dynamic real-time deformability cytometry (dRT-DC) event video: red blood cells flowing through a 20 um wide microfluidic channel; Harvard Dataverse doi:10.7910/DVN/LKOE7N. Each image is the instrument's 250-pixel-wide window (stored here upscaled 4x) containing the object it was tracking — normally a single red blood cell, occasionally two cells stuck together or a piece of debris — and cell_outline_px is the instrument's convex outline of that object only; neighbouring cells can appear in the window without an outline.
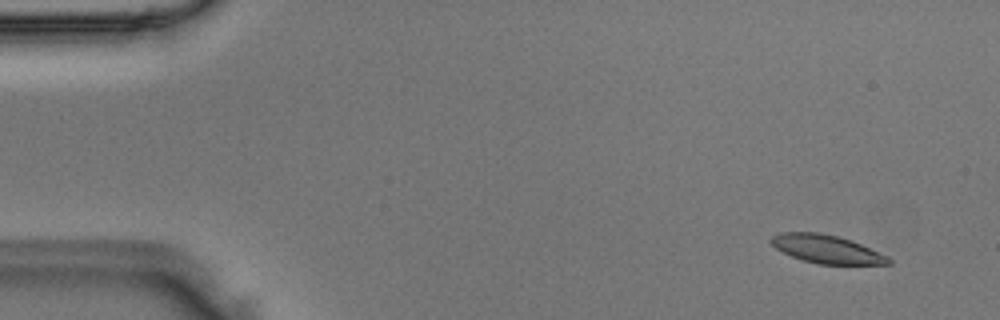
{"species": "Egyptian fruit bat (a non-hibernating species)", "species_latin": "Rousettus aegyptiacus", "temperature_condition": "room temperature", "stored_images_in_passage": 48, "camera_frame_rate_fps": 3000, "um_per_image_px": 0.085, "animal": {"sex": "male"}, "frame": {"image": 1, "passage_image": 1, "time_ms": 0.0, "image_size_px": [1000, 320], "cell_outline_px": [[892, 264], [820, 264], [804, 260], [792, 256], [776, 248], [768, 240], [772, 236], [780, 232], [820, 232], [852, 240], [888, 256], [892, 260]], "centroid_in_image_um": [70.27, 21.16], "position_along_channel_um": 14.7, "area_um2": 19.25}}
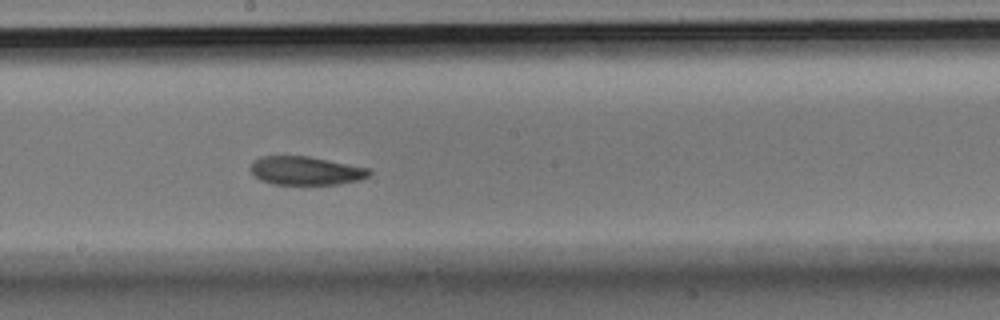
{"frame": {"image": 2, "passage_image": 25, "time_ms": 8.0, "image_size_px": [1000, 320], "cell_outline_px": [[372, 172], [368, 176], [360, 180], [336, 184], [272, 184], [260, 180], [252, 172], [252, 160], [260, 156], [308, 156], [368, 168]], "centroid_in_image_um": [25.98, 14.51], "position_along_channel_um": 222.2, "area_um2": 19.54}}
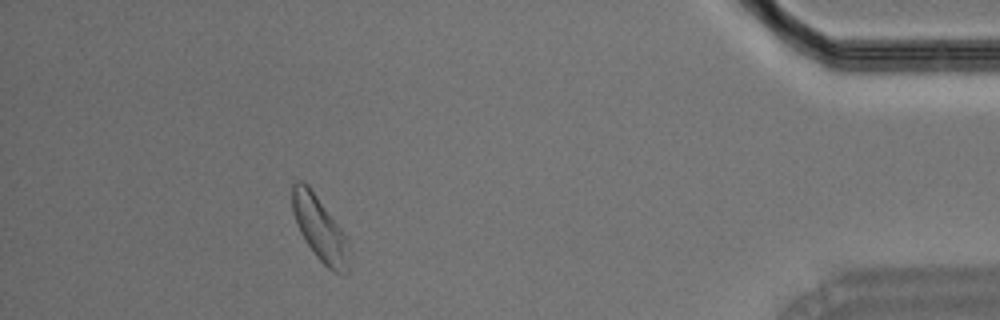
{"frame": {"image": 3, "passage_image": 43, "time_ms": 14.0, "image_size_px": [1000, 320], "cell_outline_px": [[348, 272], [344, 276], [332, 272], [316, 256], [304, 240], [296, 224], [292, 208], [292, 184], [296, 180], [304, 180], [308, 184], [340, 228], [348, 240]], "centroid_in_image_um": [27.16, 19.45], "position_along_channel_um": 408.0, "area_um2": 21.27}}